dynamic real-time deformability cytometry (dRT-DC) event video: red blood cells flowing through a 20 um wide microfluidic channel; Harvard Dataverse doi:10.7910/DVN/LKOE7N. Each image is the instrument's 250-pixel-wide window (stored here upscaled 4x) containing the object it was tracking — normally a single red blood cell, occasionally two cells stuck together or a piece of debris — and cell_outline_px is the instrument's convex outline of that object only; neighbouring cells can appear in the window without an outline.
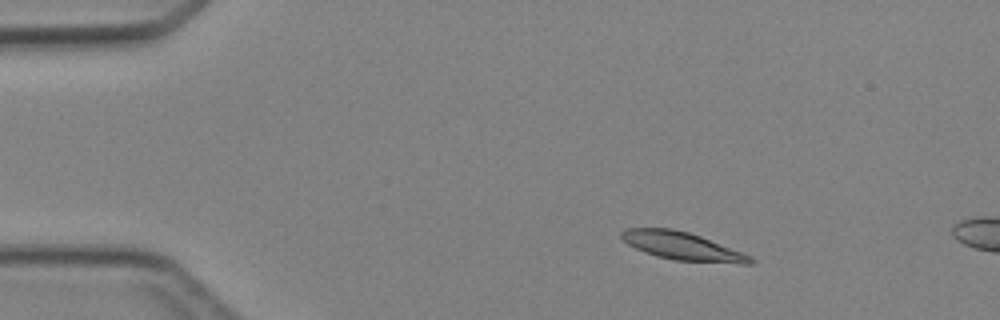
{"species": "Egyptian fruit bat (a non-hibernating species)", "species_latin": "Rousettus aegyptiacus", "temperature_condition": "cold", "stored_images_in_passage": 3, "camera_frame_rate_fps": 3000, "um_per_image_px": 0.085, "animal": {"sex": "female"}, "frame": {"image": 1, "passage_image": 2, "time_ms": 1.333, "image_size_px": [1000, 320], "cell_outline_px": [[756, 260], [752, 264], [740, 264], [676, 260], [656, 256], [644, 252], [628, 244], [620, 236], [620, 232], [628, 228], [672, 228], [688, 232], [700, 236], [752, 256]], "centroid_in_image_um": [58.02, 20.93], "position_along_channel_um": 27.0, "area_um2": 20.92}}